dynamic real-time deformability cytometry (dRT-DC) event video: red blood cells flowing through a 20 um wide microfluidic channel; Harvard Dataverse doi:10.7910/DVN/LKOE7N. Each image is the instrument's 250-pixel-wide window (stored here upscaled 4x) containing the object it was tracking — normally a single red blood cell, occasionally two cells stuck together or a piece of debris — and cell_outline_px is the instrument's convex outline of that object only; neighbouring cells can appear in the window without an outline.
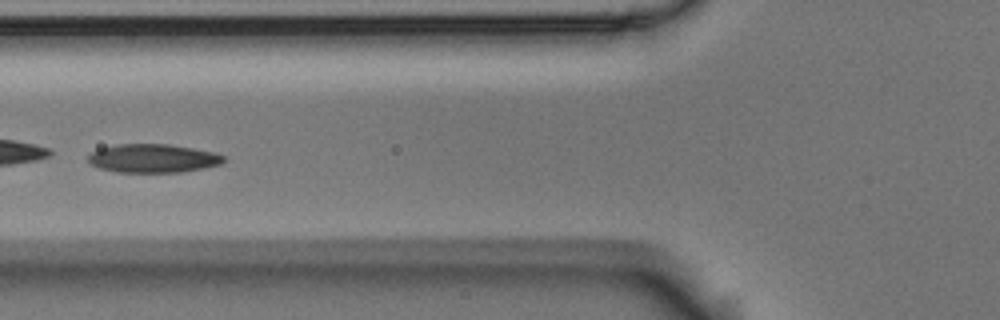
{"species": "Egyptian fruit bat (a non-hibernating species)", "species_latin": "Rousettus aegyptiacus", "temperature_condition": "room temperature", "stored_images_in_passage": 9, "camera_frame_rate_fps": 3000, "um_per_image_px": 0.085, "animal": {"sex": "male"}, "frame": {"image": 1, "passage_image": 6, "time_ms": 1.667, "image_size_px": [1000, 320], "cell_outline_px": [[228, 160], [220, 164], [204, 168], [180, 172], [116, 172], [100, 168], [88, 164], [88, 152], [100, 148], [116, 144], [168, 144], [216, 152], [224, 156]], "centroid_in_image_um": [12.98, 13.45], "position_along_channel_um": 112.8, "area_um2": 22.83}}
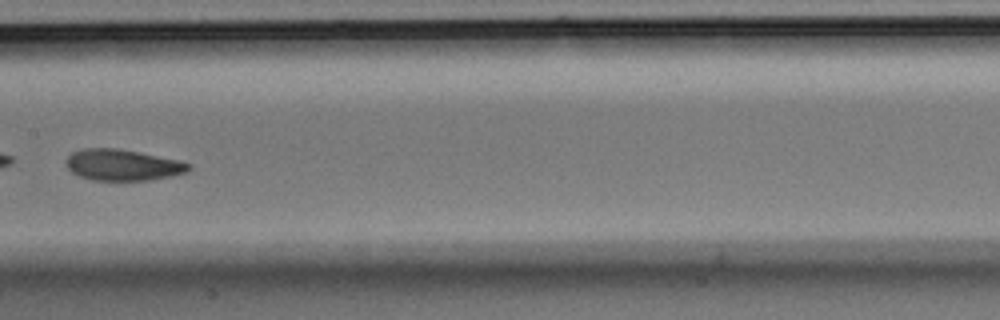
{"frame": {"image": 2, "passage_image": 8, "time_ms": 2.333, "image_size_px": [1000, 320], "cell_outline_px": [[192, 168], [184, 172], [172, 176], [148, 180], [92, 180], [80, 176], [72, 172], [64, 164], [64, 160], [72, 152], [84, 148], [116, 148], [140, 152], [180, 160], [192, 164]], "centroid_in_image_um": [10.41, 14.01], "position_along_channel_um": 197.0, "area_um2": 22.43}}
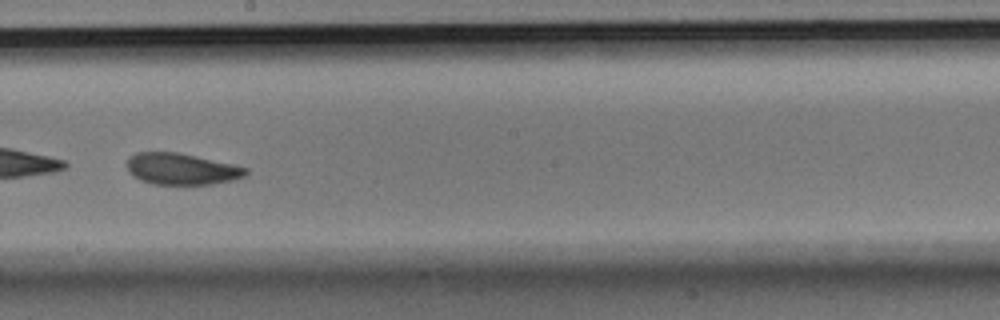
{"frame": {"image": 3, "passage_image": 9, "time_ms": 2.667, "image_size_px": [1000, 320], "cell_outline_px": [[248, 176], [236, 180], [212, 184], [152, 184], [140, 180], [132, 176], [128, 172], [124, 164], [128, 156], [136, 152], [180, 152], [232, 164], [248, 168]], "centroid_in_image_um": [15.4, 14.36], "position_along_channel_um": 232.8, "area_um2": 22.31}}